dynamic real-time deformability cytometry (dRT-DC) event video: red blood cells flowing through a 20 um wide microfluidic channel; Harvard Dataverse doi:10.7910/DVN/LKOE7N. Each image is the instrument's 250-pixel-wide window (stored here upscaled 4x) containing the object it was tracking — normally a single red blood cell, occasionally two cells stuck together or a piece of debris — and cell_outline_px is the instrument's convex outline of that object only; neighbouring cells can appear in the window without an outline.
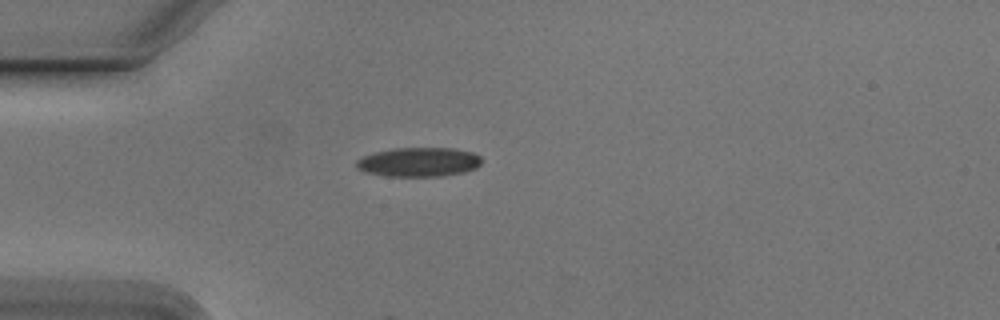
{"species": "Egyptian fruit bat (a non-hibernating species)", "species_latin": "Rousettus aegyptiacus", "temperature_condition": "cold", "stored_images_in_passage": 7, "camera_frame_rate_fps": 3000, "um_per_image_px": 0.085, "animal": {"sex": "male"}, "frame": {"image": 1, "passage_image": 1, "time_ms": 0.0, "image_size_px": [1000, 320], "cell_outline_px": [[480, 164], [476, 168], [464, 172], [440, 176], [388, 176], [368, 172], [356, 168], [356, 160], [364, 156], [376, 152], [392, 148], [452, 148], [472, 152], [480, 156]], "centroid_in_image_um": [35.6, 13.77], "position_along_channel_um": 49.4, "area_um2": 21.15}}